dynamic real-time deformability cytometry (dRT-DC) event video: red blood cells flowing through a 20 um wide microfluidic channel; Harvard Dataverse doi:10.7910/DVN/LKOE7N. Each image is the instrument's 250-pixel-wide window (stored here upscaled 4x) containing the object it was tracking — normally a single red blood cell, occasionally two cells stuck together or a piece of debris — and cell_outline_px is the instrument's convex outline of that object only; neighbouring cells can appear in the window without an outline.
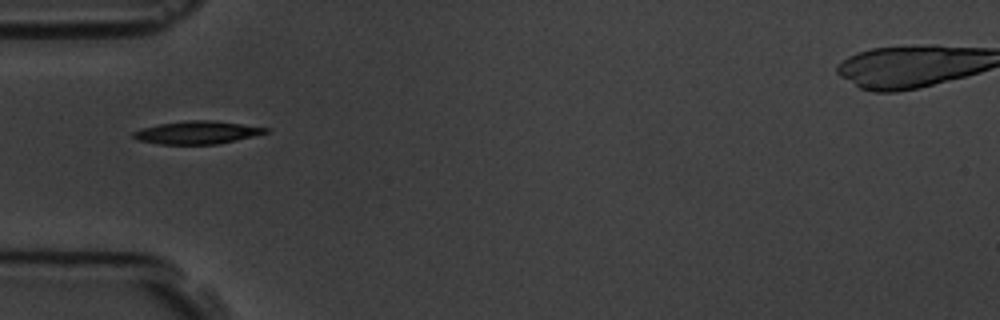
{"species": "common noctule bat (a hibernating species)", "species_latin": "Nyctalus noctula", "temperature_condition": "room temperature", "stored_images_in_passage": 5, "camera_frame_rate_fps": 3000, "um_per_image_px": 0.085, "animal": {"sex": "male", "body_mass_g": 19.5, "forearm_length_mm": 54.6}, "frame": {"image": 1, "passage_image": 1, "time_ms": 0.0, "image_size_px": [1000, 320], "cell_outline_px": [[268, 132], [236, 140], [216, 144], [160, 144], [136, 140], [132, 136], [132, 132], [140, 128], [160, 124], [188, 120], [212, 120], [268, 128]], "centroid_in_image_um": [16.69, 11.26], "position_along_channel_um": 68.3, "area_um2": 17.46}}
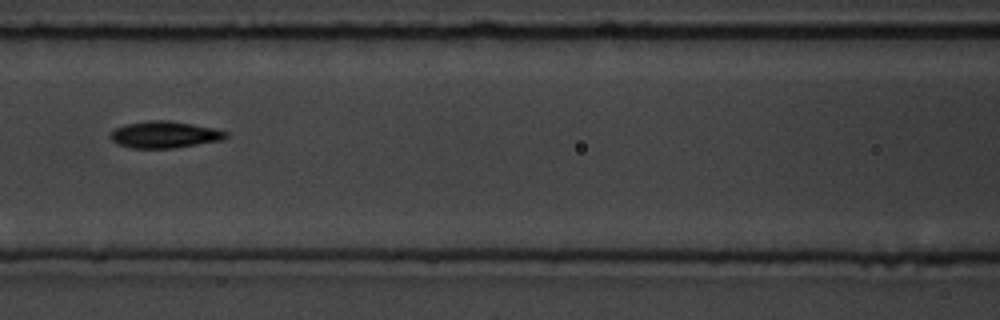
{"frame": {"image": 2, "passage_image": 3, "time_ms": 2.333, "image_size_px": [1000, 320], "cell_outline_px": [[228, 136], [224, 140], [172, 148], [132, 148], [116, 144], [108, 136], [116, 128], [124, 124], [148, 120], [168, 120], [192, 124], [212, 128], [228, 132]], "centroid_in_image_um": [13.97, 11.44], "position_along_channel_um": 152.6, "area_um2": 18.03}}
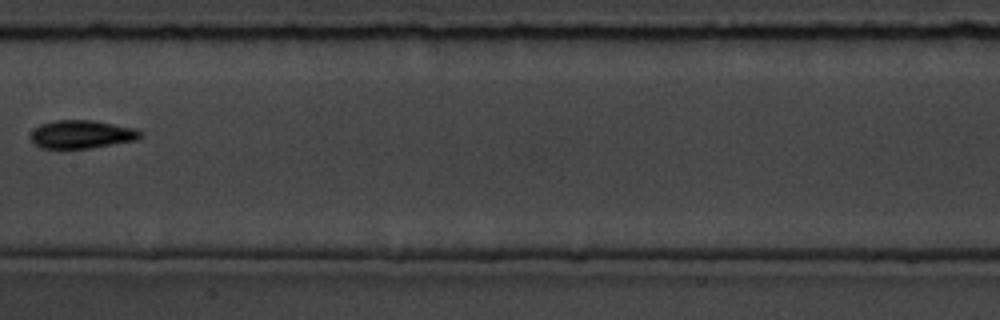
{"frame": {"image": 3, "passage_image": 4, "time_ms": 3.667, "image_size_px": [1000, 320], "cell_outline_px": [[144, 132], [136, 140], [88, 148], [40, 148], [32, 140], [32, 132], [40, 124], [56, 120], [92, 120], [136, 128]], "centroid_in_image_um": [6.97, 11.41], "position_along_channel_um": 200.4, "area_um2": 17.8}}